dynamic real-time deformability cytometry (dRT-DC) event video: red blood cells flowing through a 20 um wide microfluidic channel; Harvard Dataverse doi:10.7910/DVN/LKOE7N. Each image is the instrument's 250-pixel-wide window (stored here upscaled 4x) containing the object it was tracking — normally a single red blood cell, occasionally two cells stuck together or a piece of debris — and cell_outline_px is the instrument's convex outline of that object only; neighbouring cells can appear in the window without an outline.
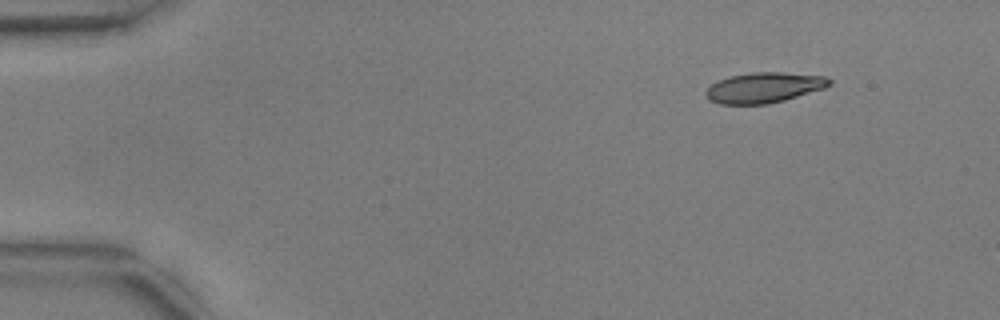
{"species": "common noctule bat (a hibernating species)", "species_latin": "Nyctalus noctula", "temperature_condition": "warm", "stored_images_in_passage": 9, "camera_frame_rate_fps": 3000, "um_per_image_px": 0.085, "animal": {"sex": "male", "body_mass_g": 17.9, "forearm_length_mm": 54.2}, "frame": {"image": 1, "passage_image": 1, "time_ms": 0.0, "image_size_px": [1000, 320], "cell_outline_px": [[832, 84], [824, 88], [784, 100], [768, 104], [720, 104], [708, 100], [704, 92], [712, 84], [720, 80], [732, 76], [752, 72], [784, 72], [824, 76], [832, 80]], "centroid_in_image_um": [64.95, 7.45], "position_along_channel_um": 20.1, "area_um2": 21.79}}